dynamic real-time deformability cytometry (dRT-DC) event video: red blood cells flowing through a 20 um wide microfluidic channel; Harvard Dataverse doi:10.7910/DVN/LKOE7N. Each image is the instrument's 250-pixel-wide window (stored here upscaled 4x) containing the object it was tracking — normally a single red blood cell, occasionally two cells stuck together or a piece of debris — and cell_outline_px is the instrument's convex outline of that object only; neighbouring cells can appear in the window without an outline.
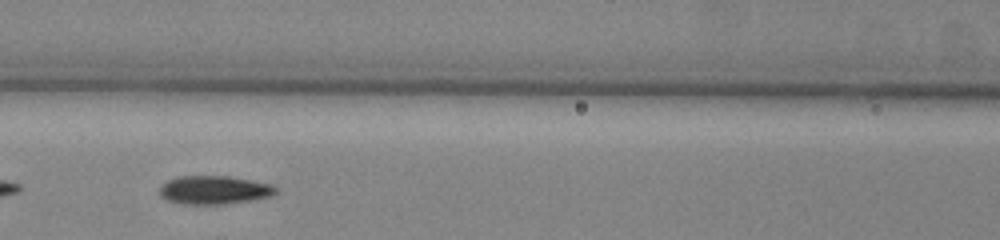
{"species": "common noctule bat (a hibernating species)", "species_latin": "Nyctalus noctula", "temperature_condition": "warm", "stored_images_in_passage": 54, "segment_of_instrument_passage": [2, 2], "camera_frame_rate_fps": 3000, "um_per_image_px": 0.085, "animal": {"sex": "male", "body_mass_g": 13.0, "forearm_length_mm": 53.1}, "frame": {"image": 1, "passage_image": 23, "time_ms": 7.333, "image_size_px": [1000, 240], "cell_outline_px": [[280, 188], [272, 196], [224, 204], [184, 204], [164, 200], [160, 196], [160, 188], [168, 180], [176, 176], [228, 176], [252, 180], [272, 184]], "centroid_in_image_um": [18.21, 16.14], "position_along_channel_um": 148.4, "area_um2": 19.36}}
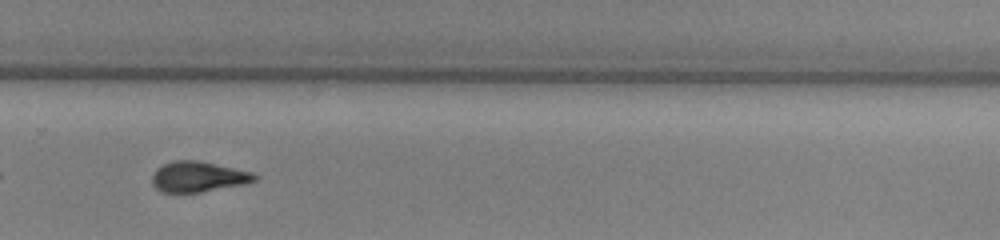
{"frame": {"image": 2, "passage_image": 36, "time_ms": 11.667, "image_size_px": [1000, 240], "cell_outline_px": [[260, 176], [256, 180], [244, 184], [200, 192], [160, 192], [152, 184], [152, 176], [156, 168], [172, 160], [200, 160], [252, 172]], "centroid_in_image_um": [16.84, 15.01], "position_along_channel_um": 313.0, "area_um2": 18.32}}
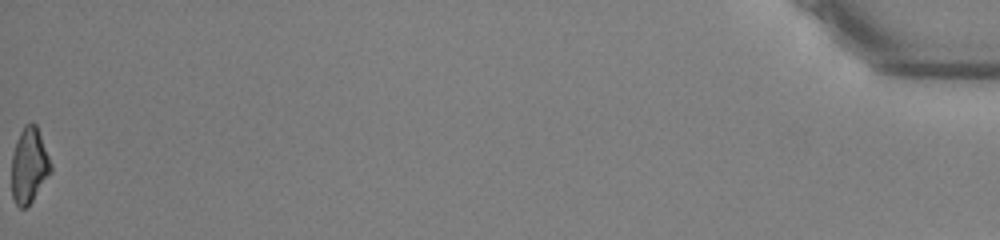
{"frame": {"image": 3, "passage_image": 54, "time_ms": 17.667, "image_size_px": [1000, 240], "cell_outline_px": [[52, 172], [28, 208], [20, 208], [16, 204], [12, 196], [12, 156], [20, 132], [24, 124], [36, 124], [52, 164]], "centroid_in_image_um": [2.5, 14.12], "position_along_channel_um": 432.7, "area_um2": 17.28}}